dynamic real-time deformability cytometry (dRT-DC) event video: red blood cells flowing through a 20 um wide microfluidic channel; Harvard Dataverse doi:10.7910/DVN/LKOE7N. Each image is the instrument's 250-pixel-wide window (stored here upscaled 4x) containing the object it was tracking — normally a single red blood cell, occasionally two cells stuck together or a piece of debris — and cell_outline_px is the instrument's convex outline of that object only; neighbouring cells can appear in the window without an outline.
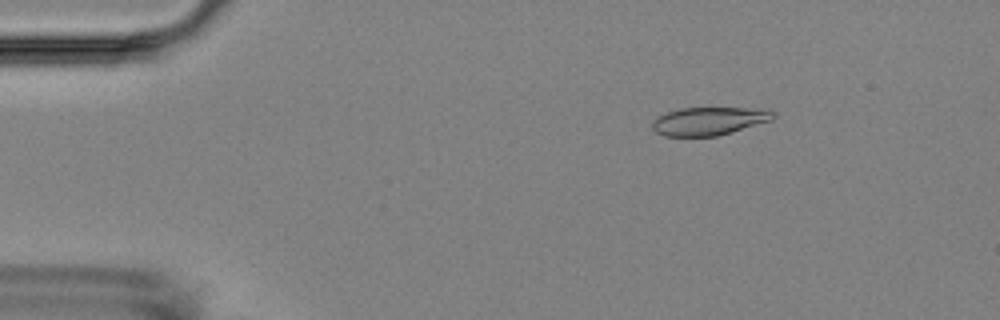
{"species": "Egyptian fruit bat (a non-hibernating species)", "species_latin": "Rousettus aegyptiacus", "temperature_condition": "room temperature", "stored_images_in_passage": 5, "camera_frame_rate_fps": 3000, "um_per_image_px": 0.085, "animal": {"sex": "female"}, "frame": {"image": 1, "passage_image": 1, "time_ms": 0.0, "image_size_px": [1000, 320], "cell_outline_px": [[776, 116], [772, 120], [732, 132], [716, 136], [664, 136], [656, 132], [652, 128], [652, 120], [668, 112], [680, 108], [768, 108], [776, 112]], "centroid_in_image_um": [60.32, 10.28], "position_along_channel_um": 24.7, "area_um2": 19.94}}